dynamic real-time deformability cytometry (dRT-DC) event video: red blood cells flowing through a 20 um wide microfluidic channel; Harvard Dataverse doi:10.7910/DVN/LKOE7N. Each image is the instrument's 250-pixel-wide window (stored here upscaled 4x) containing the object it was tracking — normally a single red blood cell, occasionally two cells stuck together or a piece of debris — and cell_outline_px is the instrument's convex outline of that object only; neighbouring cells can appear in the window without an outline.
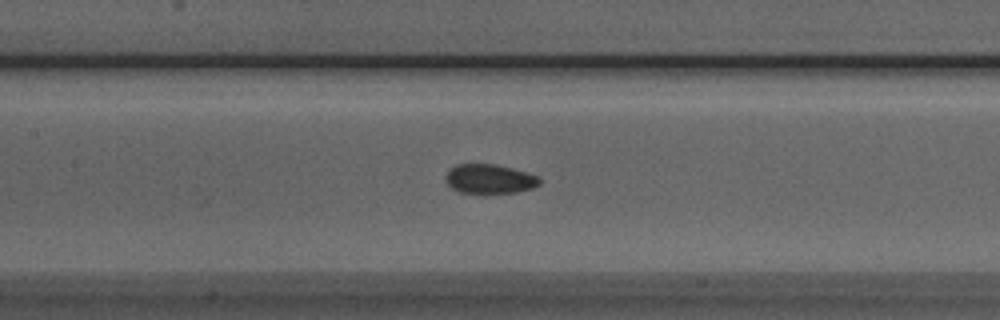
{"species": "Egyptian fruit bat (a non-hibernating species)", "species_latin": "Rousettus aegyptiacus", "temperature_condition": "room temperature", "stored_images_in_passage": 51, "camera_frame_rate_fps": 3000, "um_per_image_px": 0.085, "animal": {"sex": "male"}, "frame": {"image": 1, "passage_image": 21, "time_ms": 6.667, "image_size_px": [1000, 320], "cell_outline_px": [[540, 184], [532, 188], [516, 192], [484, 196], [460, 192], [452, 188], [444, 180], [444, 176], [456, 164], [496, 164], [512, 168], [536, 176], [540, 180]], "centroid_in_image_um": [41.57, 15.25], "position_along_channel_um": 165.8, "area_um2": 16.53}}
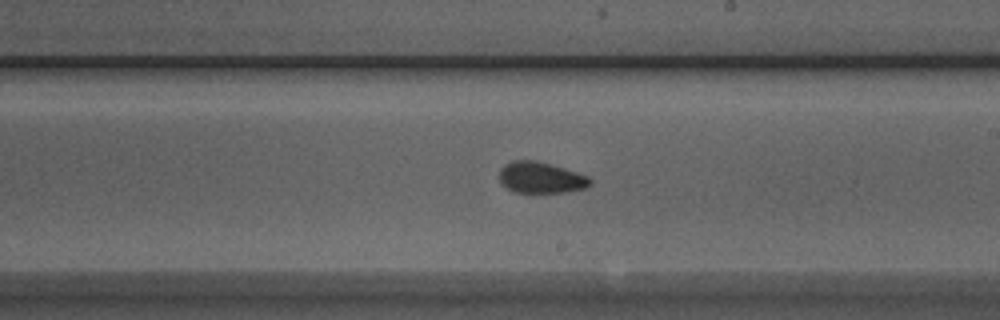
{"frame": {"image": 2, "passage_image": 27, "time_ms": 8.667, "image_size_px": [1000, 320], "cell_outline_px": [[592, 184], [588, 188], [564, 192], [516, 192], [500, 184], [500, 168], [504, 164], [512, 160], [536, 160], [552, 164], [588, 176], [592, 180]], "centroid_in_image_um": [45.98, 15.09], "position_along_channel_um": 243.0, "area_um2": 16.65}}
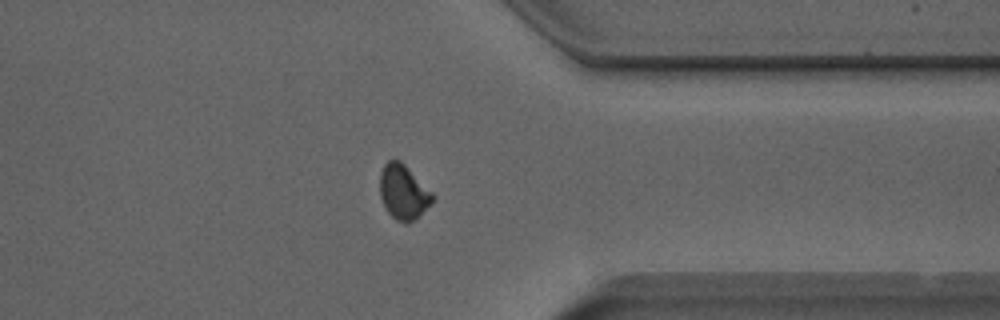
{"frame": {"image": 3, "passage_image": 38, "time_ms": 12.333, "image_size_px": [1000, 320], "cell_outline_px": [[436, 196], [408, 224], [404, 224], [396, 220], [388, 212], [380, 196], [380, 172], [384, 164], [388, 160], [400, 160]], "centroid_in_image_um": [34.25, 16.3], "position_along_channel_um": 377.2, "area_um2": 16.36}, "authors_computed_cell_mechanics": {"area_um2": 16.762, "velocity_mm_per_s": 3.8711, "shape_relaxation_time_tau1_ms": null, "shape_relaxation_time_tau2_ms": 1.8998, "deformation_change_tau1": null, "deformation_change_tau2": 0.0609}}